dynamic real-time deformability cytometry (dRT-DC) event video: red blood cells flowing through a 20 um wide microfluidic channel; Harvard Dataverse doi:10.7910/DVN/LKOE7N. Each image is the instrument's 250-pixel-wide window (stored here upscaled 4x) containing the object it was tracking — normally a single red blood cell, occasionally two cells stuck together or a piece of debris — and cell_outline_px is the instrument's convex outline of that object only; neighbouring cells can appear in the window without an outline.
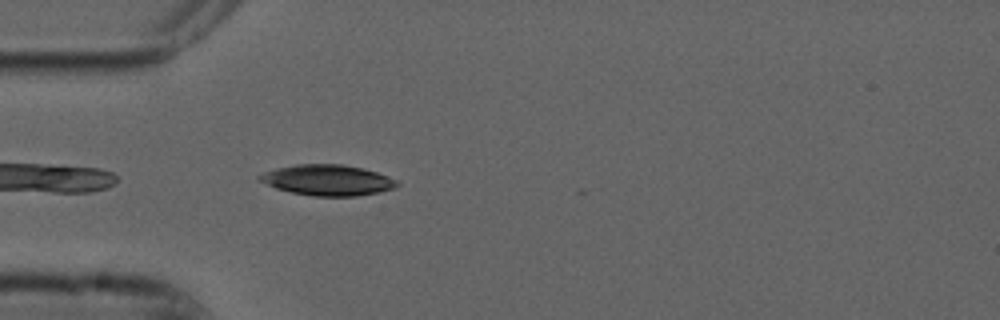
{"species": "common noctule bat (a hibernating species)", "species_latin": "Nyctalus noctula", "temperature_condition": "cold", "stored_images_in_passage": 27, "camera_frame_rate_fps": 3000, "um_per_image_px": 0.085, "animal": {"sex": "male", "forearm_length_mm": 52.5}, "frame": {"image": 1, "passage_image": 2, "time_ms": 0.333, "image_size_px": [1000, 320], "cell_outline_px": [[400, 184], [392, 188], [380, 192], [356, 196], [312, 196], [292, 192], [276, 188], [256, 180], [256, 176], [264, 172], [276, 168], [296, 164], [340, 164], [364, 168], [376, 172], [396, 180]], "centroid_in_image_um": [27.8, 15.3], "position_along_channel_um": 57.2, "area_um2": 24.62}}
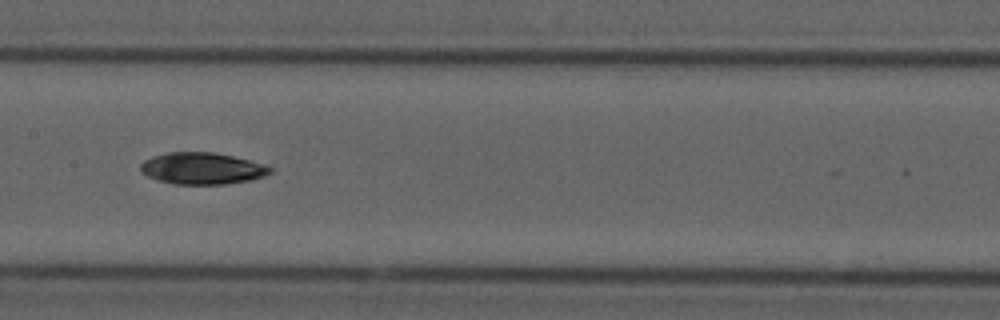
{"frame": {"image": 2, "passage_image": 13, "time_ms": 4.0, "image_size_px": [1000, 320], "cell_outline_px": [[272, 172], [264, 176], [252, 180], [224, 184], [176, 184], [160, 180], [148, 176], [140, 168], [140, 164], [144, 160], [152, 156], [168, 152], [216, 152], [264, 164], [272, 168]], "centroid_in_image_um": [17.2, 14.31], "position_along_channel_um": 190.2, "area_um2": 23.81}}
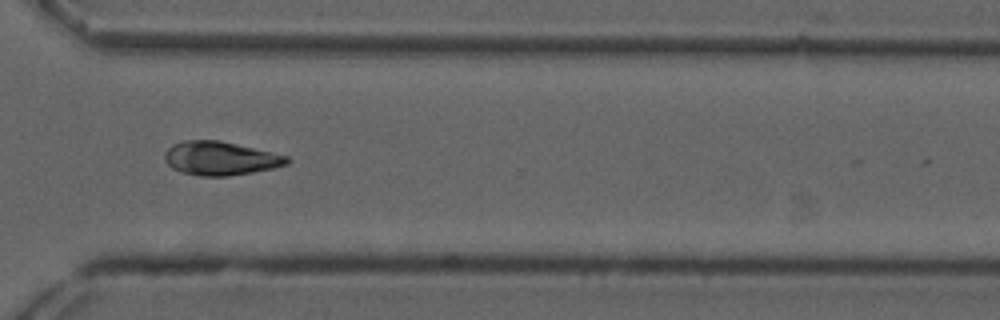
{"frame": {"image": 3, "passage_image": 26, "time_ms": 8.333, "image_size_px": [1000, 320], "cell_outline_px": [[292, 160], [288, 164], [276, 168], [228, 176], [200, 176], [180, 172], [172, 168], [164, 160], [164, 152], [172, 144], [184, 140], [220, 140], [288, 156]], "centroid_in_image_um": [18.73, 13.46], "position_along_channel_um": 351.9, "area_um2": 24.22}}